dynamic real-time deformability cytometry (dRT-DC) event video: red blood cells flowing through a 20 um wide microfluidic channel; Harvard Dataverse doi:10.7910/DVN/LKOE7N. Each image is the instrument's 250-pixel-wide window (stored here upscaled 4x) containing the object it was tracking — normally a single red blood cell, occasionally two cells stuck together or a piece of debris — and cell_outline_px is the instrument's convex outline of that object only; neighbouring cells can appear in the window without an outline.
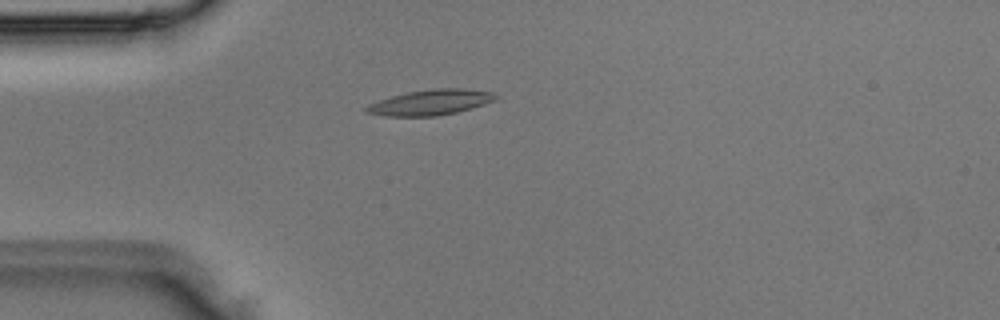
{"species": "Egyptian fruit bat (a non-hibernating species)", "species_latin": "Rousettus aegyptiacus", "temperature_condition": "room temperature", "stored_images_in_passage": 1, "camera_frame_rate_fps": 3000, "um_per_image_px": 0.085, "animal": {"sex": "male"}, "frame": {"image": 1, "passage_image": 1, "time_ms": 0.0, "image_size_px": [1000, 320], "cell_outline_px": [[500, 96], [496, 100], [472, 108], [456, 112], [436, 116], [384, 116], [364, 112], [364, 108], [368, 104], [392, 96], [408, 92], [432, 88], [464, 88], [492, 92]], "centroid_in_image_um": [36.61, 8.7], "position_along_channel_um": 48.4, "area_um2": 19.25}}